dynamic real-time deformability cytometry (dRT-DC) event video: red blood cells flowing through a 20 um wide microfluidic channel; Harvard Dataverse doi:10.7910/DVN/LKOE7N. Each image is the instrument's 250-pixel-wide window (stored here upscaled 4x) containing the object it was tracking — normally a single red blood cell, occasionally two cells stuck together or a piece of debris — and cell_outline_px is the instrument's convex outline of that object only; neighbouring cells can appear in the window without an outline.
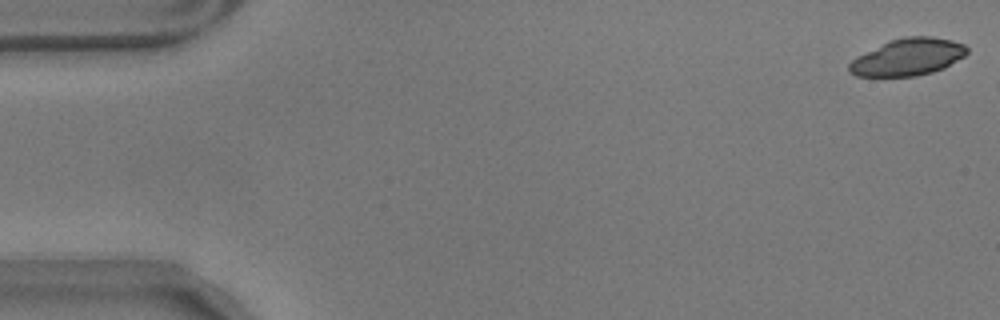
{"species": "common noctule bat (a hibernating species)", "species_latin": "Nyctalus noctula", "temperature_condition": "warm", "stored_images_in_passage": 3, "camera_frame_rate_fps": 3000, "um_per_image_px": 0.085, "animal": {"sex": "male", "body_mass_g": 17.9}, "frame": {"image": 1, "passage_image": 1, "time_ms": 0.0, "image_size_px": [1000, 320], "cell_outline_px": [[968, 52], [964, 56], [944, 68], [932, 72], [916, 76], [856, 76], [848, 72], [848, 64], [856, 56], [888, 40], [904, 36], [932, 36], [952, 40], [964, 44], [968, 48]], "centroid_in_image_um": [77.15, 4.84], "position_along_channel_um": 7.9, "area_um2": 25.66}}